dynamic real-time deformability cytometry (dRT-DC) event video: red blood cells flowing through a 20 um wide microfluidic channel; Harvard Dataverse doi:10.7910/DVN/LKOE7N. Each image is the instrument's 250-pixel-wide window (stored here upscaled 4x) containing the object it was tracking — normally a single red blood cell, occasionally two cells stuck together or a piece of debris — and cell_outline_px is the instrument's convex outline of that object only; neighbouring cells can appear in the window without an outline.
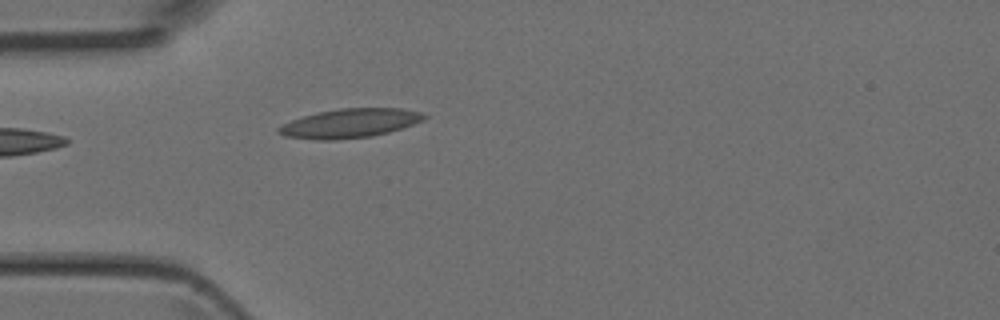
{"species": "Egyptian fruit bat (a non-hibernating species)", "species_latin": "Rousettus aegyptiacus", "temperature_condition": "room temperature", "stored_images_in_passage": 2, "camera_frame_rate_fps": 3000, "um_per_image_px": 0.085, "animal": {"sex": "female"}, "frame": {"image": 1, "passage_image": 2, "time_ms": 0.333, "image_size_px": [1000, 320], "cell_outline_px": [[428, 116], [424, 120], [388, 132], [372, 136], [336, 140], [316, 140], [284, 136], [276, 132], [276, 128], [292, 120], [304, 116], [320, 112], [340, 108], [400, 108], [420, 112]], "centroid_in_image_um": [29.72, 10.48], "position_along_channel_um": 55.3, "area_um2": 24.51}}